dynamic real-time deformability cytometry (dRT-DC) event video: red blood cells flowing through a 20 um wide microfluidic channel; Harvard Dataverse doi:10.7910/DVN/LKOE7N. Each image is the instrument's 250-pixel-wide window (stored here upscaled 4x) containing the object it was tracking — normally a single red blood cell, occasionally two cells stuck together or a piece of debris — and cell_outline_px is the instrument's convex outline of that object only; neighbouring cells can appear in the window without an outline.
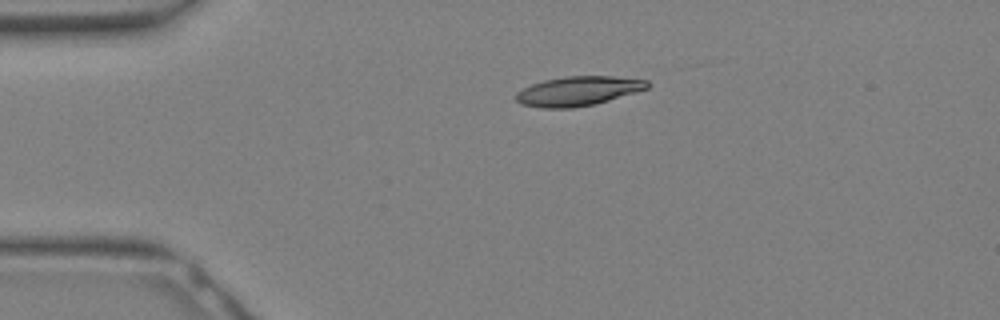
{"species": "Egyptian fruit bat (a non-hibernating species)", "species_latin": "Rousettus aegyptiacus", "temperature_condition": "warm", "stored_images_in_passage": 17, "camera_frame_rate_fps": 3000, "um_per_image_px": 0.085, "animal": {"sex": "female"}, "frame": {"image": 1, "passage_image": 1, "time_ms": 0.0, "image_size_px": [1000, 320], "cell_outline_px": [[648, 88], [636, 92], [608, 100], [592, 104], [572, 108], [540, 108], [520, 104], [516, 100], [516, 92], [532, 84], [544, 80], [568, 76], [612, 76], [648, 80]], "centroid_in_image_um": [49.11, 7.74], "position_along_channel_um": 35.9, "area_um2": 22.31}}
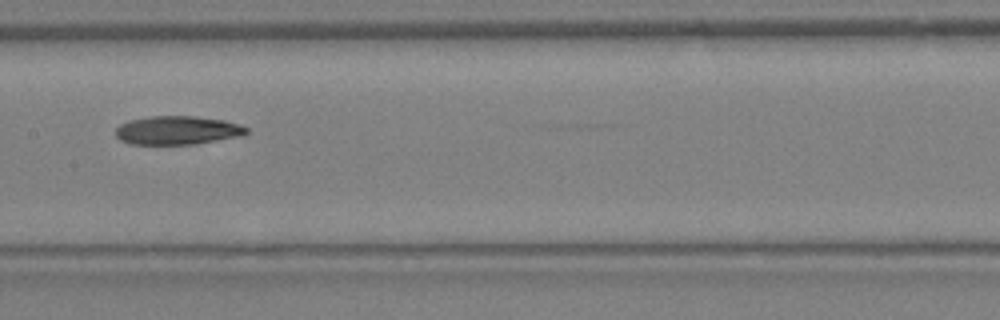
{"frame": {"image": 2, "passage_image": 10, "time_ms": 3.0, "image_size_px": [1000, 320], "cell_outline_px": [[248, 132], [244, 136], [196, 144], [132, 144], [120, 140], [116, 136], [116, 128], [120, 124], [132, 120], [152, 116], [192, 116], [224, 120], [240, 124], [248, 128]], "centroid_in_image_um": [15.13, 11.08], "position_along_channel_um": 192.3, "area_um2": 21.85}}
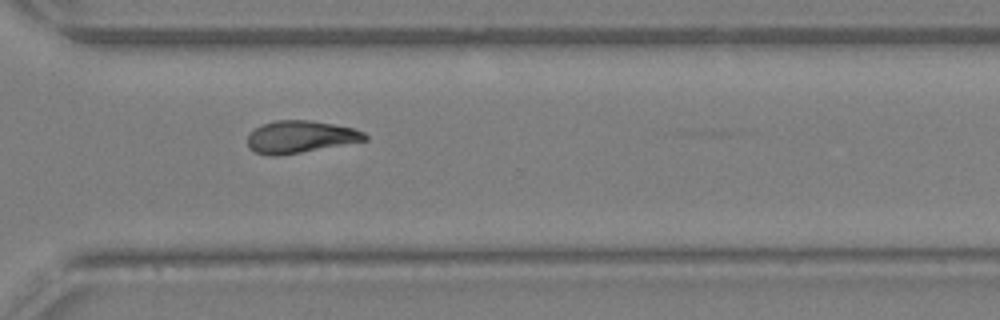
{"frame": {"image": 3, "passage_image": 17, "time_ms": 5.333, "image_size_px": [1000, 320], "cell_outline_px": [[368, 140], [300, 152], [276, 156], [272, 156], [256, 152], [248, 148], [248, 136], [260, 124], [276, 120], [312, 120], [356, 128], [364, 132], [368, 136]], "centroid_in_image_um": [25.55, 11.62], "position_along_channel_um": 345.1, "area_um2": 22.02}}